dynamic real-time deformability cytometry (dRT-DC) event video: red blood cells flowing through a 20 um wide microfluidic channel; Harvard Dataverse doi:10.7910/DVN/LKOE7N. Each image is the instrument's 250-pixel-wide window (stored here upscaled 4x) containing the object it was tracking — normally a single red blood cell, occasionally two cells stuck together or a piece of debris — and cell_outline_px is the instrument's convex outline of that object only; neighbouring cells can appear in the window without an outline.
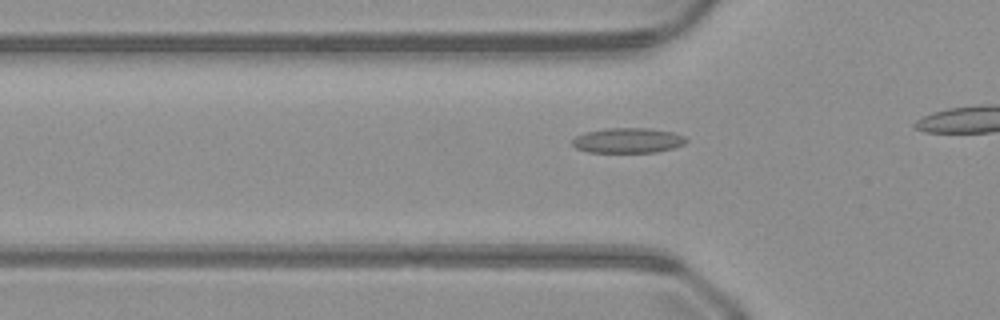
{"species": "common noctule bat (a hibernating species)", "species_latin": "Nyctalus noctula", "temperature_condition": "warm", "stored_images_in_passage": 15, "camera_frame_rate_fps": 3000, "um_per_image_px": 0.085, "animal": {"sex": "male", "body_mass_g": 23.1, "forearm_length_mm": 52.7}, "frame": {"image": 1, "passage_image": 7, "time_ms": 2.0, "image_size_px": [1000, 320], "cell_outline_px": [[688, 140], [684, 144], [676, 148], [656, 152], [588, 152], [576, 148], [572, 144], [572, 140], [576, 136], [584, 132], [608, 128], [648, 128], [672, 132], [684, 136]], "centroid_in_image_um": [53.38, 11.94], "position_along_channel_um": 72.4, "area_um2": 16.7}}
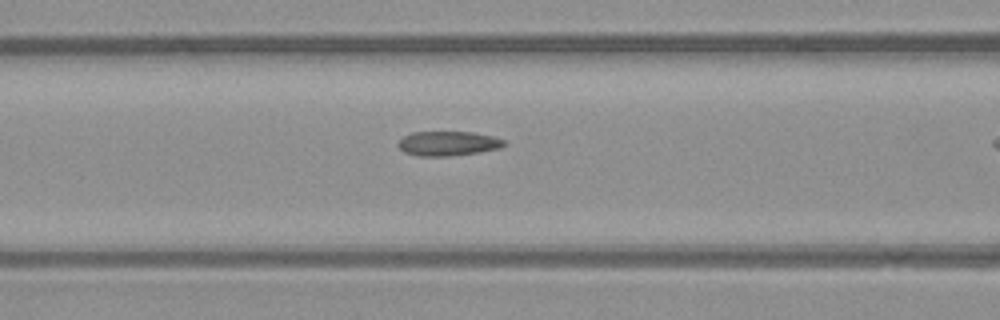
{"frame": {"image": 2, "passage_image": 11, "time_ms": 3.333, "image_size_px": [1000, 320], "cell_outline_px": [[508, 144], [500, 148], [480, 152], [448, 156], [416, 156], [404, 152], [396, 144], [404, 136], [412, 132], [472, 132], [492, 136], [504, 140]], "centroid_in_image_um": [38.08, 12.2], "position_along_channel_um": 128.5, "area_um2": 15.2}}